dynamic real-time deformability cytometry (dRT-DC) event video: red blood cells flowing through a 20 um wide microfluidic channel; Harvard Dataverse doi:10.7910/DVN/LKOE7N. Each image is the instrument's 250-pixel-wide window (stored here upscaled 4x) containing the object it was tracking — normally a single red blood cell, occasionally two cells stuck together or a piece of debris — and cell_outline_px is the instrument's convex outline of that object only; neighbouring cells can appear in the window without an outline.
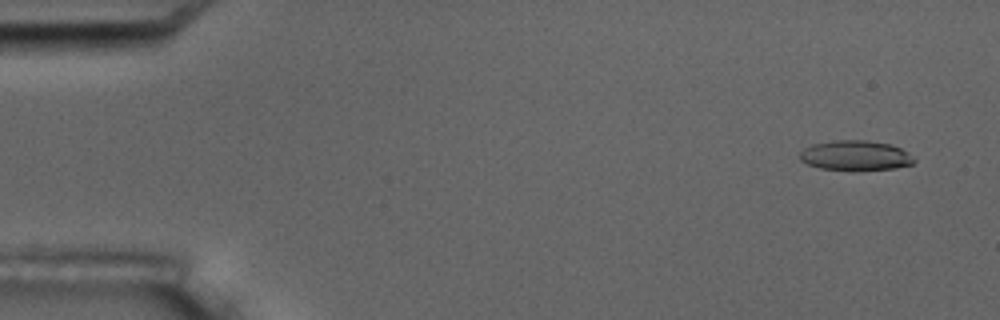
{"species": "common noctule bat (a hibernating species)", "species_latin": "Nyctalus noctula", "temperature_condition": "room temperature", "stored_images_in_passage": 10, "camera_frame_rate_fps": 3000, "um_per_image_px": 0.085, "animal": {"sex": "male", "body_mass_g": 17.5, "forearm_length_mm": 52.3}, "frame": {"image": 1, "passage_image": 2, "time_ms": 1.0, "image_size_px": [1000, 320], "cell_outline_px": [[916, 160], [912, 164], [892, 168], [820, 168], [808, 164], [800, 160], [800, 152], [804, 148], [812, 144], [836, 140], [868, 140], [888, 144], [900, 148], [912, 156]], "centroid_in_image_um": [72.68, 13.18], "position_along_channel_um": 12.3, "area_um2": 19.13}}
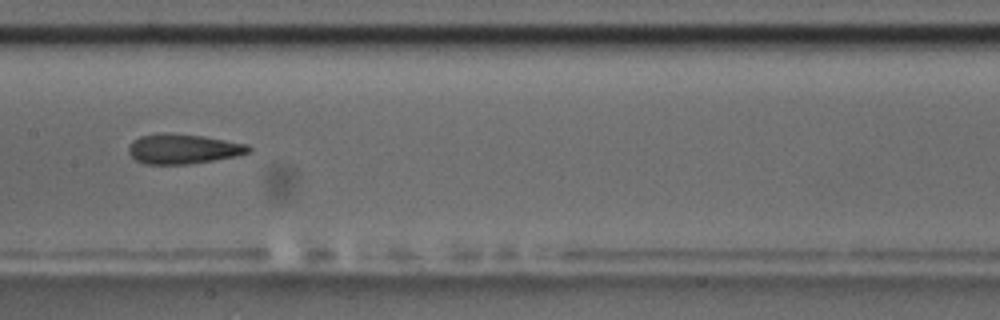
{"frame": {"image": 2, "passage_image": 9, "time_ms": 9.333, "image_size_px": [1000, 320], "cell_outline_px": [[252, 148], [248, 152], [236, 156], [188, 164], [144, 164], [136, 160], [128, 152], [128, 148], [132, 140], [140, 136], [164, 132], [168, 132], [204, 136], [248, 144]], "centroid_in_image_um": [15.54, 12.64], "position_along_channel_um": 191.9, "area_um2": 20.92}}